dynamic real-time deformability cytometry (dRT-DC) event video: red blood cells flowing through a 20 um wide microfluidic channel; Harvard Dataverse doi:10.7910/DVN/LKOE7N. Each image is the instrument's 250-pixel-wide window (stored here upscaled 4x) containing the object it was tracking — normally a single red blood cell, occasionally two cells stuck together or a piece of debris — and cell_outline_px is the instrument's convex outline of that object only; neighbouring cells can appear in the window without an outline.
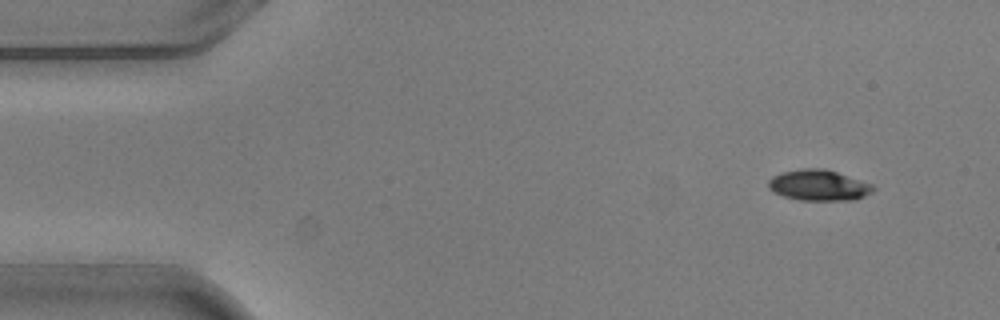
{"species": "common noctule bat (a hibernating species)", "species_latin": "Nyctalus noctula", "temperature_condition": "warm", "stored_images_in_passage": 2, "camera_frame_rate_fps": 3000, "um_per_image_px": 0.085, "animal": {"sex": "male", "body_mass_g": 20.5, "forearm_length_mm": 52.5}, "frame": {"image": 1, "passage_image": 2, "time_ms": 0.333, "image_size_px": [1000, 320], "cell_outline_px": [[876, 188], [872, 192], [856, 200], [800, 200], [784, 196], [772, 192], [768, 188], [768, 180], [772, 176], [780, 172], [800, 168], [824, 168], [872, 184]], "centroid_in_image_um": [69.56, 15.74], "position_along_channel_um": 15.4, "area_um2": 18.96}}